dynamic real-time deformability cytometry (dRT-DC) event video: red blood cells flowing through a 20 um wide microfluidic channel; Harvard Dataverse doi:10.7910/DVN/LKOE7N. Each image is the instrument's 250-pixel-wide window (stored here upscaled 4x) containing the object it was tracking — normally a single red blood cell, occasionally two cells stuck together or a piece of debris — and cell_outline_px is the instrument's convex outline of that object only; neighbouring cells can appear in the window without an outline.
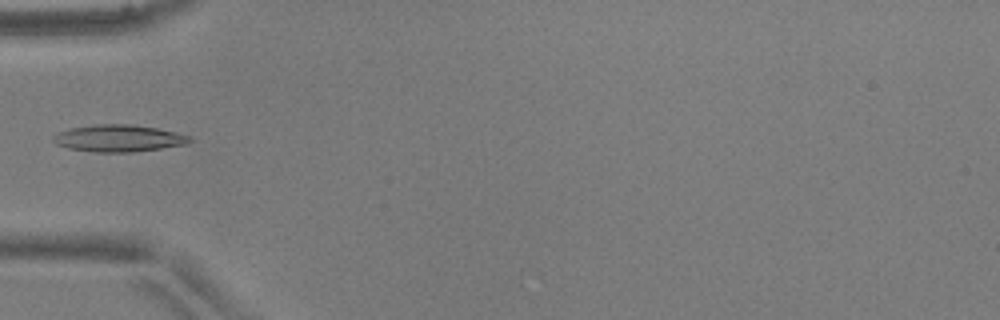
{"species": "common noctule bat (a hibernating species)", "species_latin": "Nyctalus noctula", "temperature_condition": "warm", "stored_images_in_passage": 35, "camera_frame_rate_fps": 3000, "um_per_image_px": 0.085, "animal": {"sex": "male", "body_mass_g": 17.9, "forearm_length_mm": 54.2}, "frame": {"image": 1, "passage_image": 1, "time_ms": 0.0, "image_size_px": [1000, 320], "cell_outline_px": [[192, 140], [184, 144], [160, 148], [132, 152], [96, 152], [68, 148], [56, 144], [52, 140], [52, 136], [60, 132], [72, 128], [96, 124], [128, 124], [156, 128], [192, 136]], "centroid_in_image_um": [10.06, 11.75], "position_along_channel_um": 74.9, "area_um2": 21.15}}
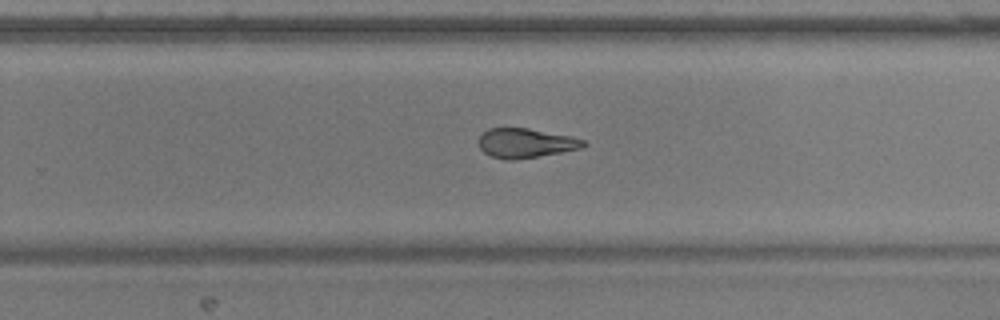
{"frame": {"image": 2, "passage_image": 17, "time_ms": 5.333, "image_size_px": [1000, 320], "cell_outline_px": [[588, 144], [580, 148], [560, 152], [512, 160], [504, 160], [492, 156], [484, 152], [480, 148], [480, 136], [488, 128], [528, 128], [572, 136], [584, 140]], "centroid_in_image_um": [44.69, 12.15], "position_along_channel_um": 285.1, "area_um2": 17.74}}
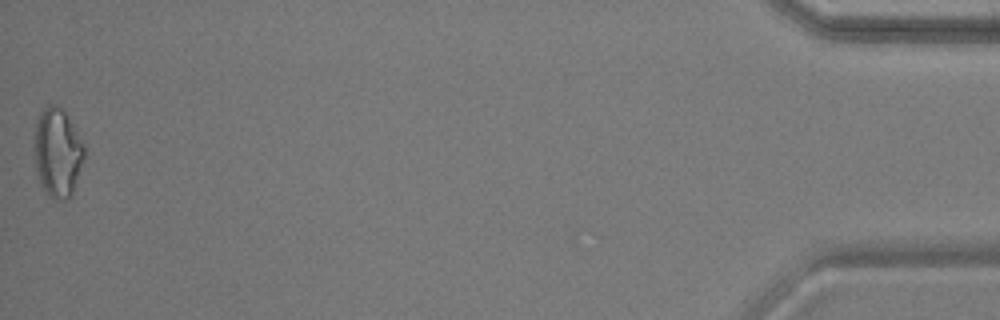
{"frame": {"image": 3, "passage_image": 35, "time_ms": 11.333, "image_size_px": [1000, 320], "cell_outline_px": [[84, 156], [72, 192], [64, 200], [56, 200], [40, 184], [36, 168], [32, 148], [36, 124], [40, 112], [48, 104], [56, 104], [64, 112], [84, 144]], "centroid_in_image_um": [4.84, 12.93], "position_along_channel_um": 430.4, "area_um2": 25.49}}